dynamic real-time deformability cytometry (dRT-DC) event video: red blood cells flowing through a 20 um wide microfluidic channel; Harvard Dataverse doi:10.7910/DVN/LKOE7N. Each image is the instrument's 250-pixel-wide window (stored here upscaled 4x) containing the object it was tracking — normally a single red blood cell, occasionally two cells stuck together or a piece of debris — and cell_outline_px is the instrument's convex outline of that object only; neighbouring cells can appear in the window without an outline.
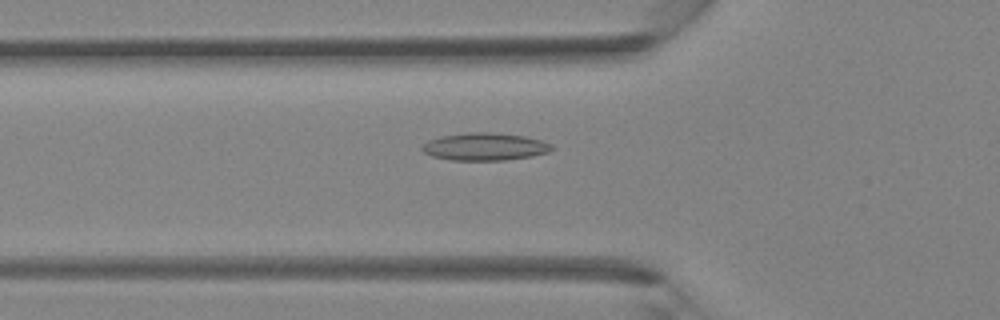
{"species": "Egyptian fruit bat (a non-hibernating species)", "species_latin": "Rousettus aegyptiacus", "temperature_condition": "room temperature", "stored_images_in_passage": 29, "camera_frame_rate_fps": 3000, "um_per_image_px": 0.085, "animal": {"sex": "female"}, "frame": {"image": 1, "passage_image": 2, "time_ms": 0.333, "image_size_px": [1000, 320], "cell_outline_px": [[552, 148], [548, 152], [532, 156], [504, 160], [452, 160], [432, 156], [424, 152], [420, 148], [428, 140], [440, 136], [468, 132], [488, 132], [524, 136], [540, 140], [552, 144]], "centroid_in_image_um": [41.18, 12.46], "position_along_channel_um": 84.6, "area_um2": 20.69}}
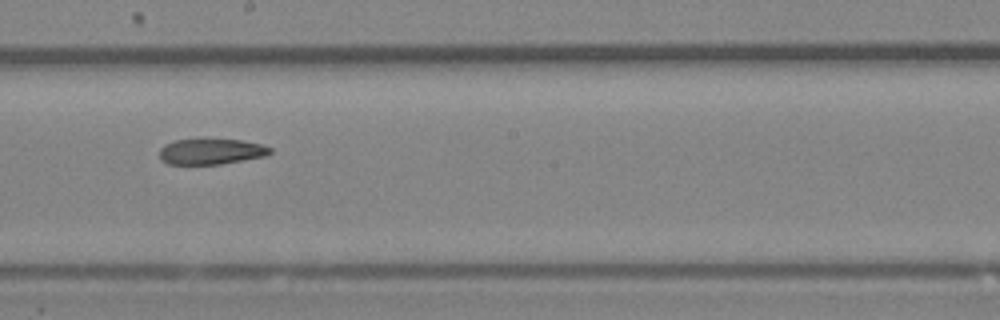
{"frame": {"image": 2, "passage_image": 11, "time_ms": 3.333, "image_size_px": [1000, 320], "cell_outline_px": [[272, 152], [264, 156], [220, 164], [168, 164], [160, 160], [160, 148], [164, 144], [176, 140], [240, 140], [260, 144], [272, 148]], "centroid_in_image_um": [17.91, 12.89], "position_along_channel_um": 230.3, "area_um2": 16.3}}
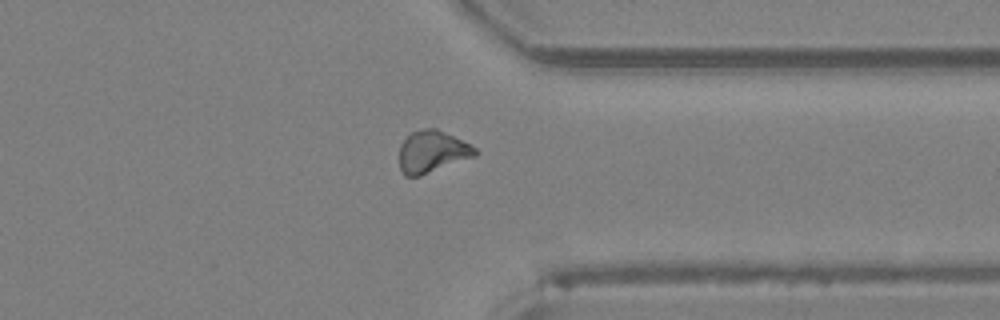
{"frame": {"image": 3, "passage_image": 20, "time_ms": 6.333, "image_size_px": [1000, 320], "cell_outline_px": [[476, 156], [420, 176], [404, 176], [400, 168], [400, 144], [412, 132], [424, 128], [436, 128], [476, 148]], "centroid_in_image_um": [36.71, 12.91], "position_along_channel_um": 374.7, "area_um2": 18.26}}